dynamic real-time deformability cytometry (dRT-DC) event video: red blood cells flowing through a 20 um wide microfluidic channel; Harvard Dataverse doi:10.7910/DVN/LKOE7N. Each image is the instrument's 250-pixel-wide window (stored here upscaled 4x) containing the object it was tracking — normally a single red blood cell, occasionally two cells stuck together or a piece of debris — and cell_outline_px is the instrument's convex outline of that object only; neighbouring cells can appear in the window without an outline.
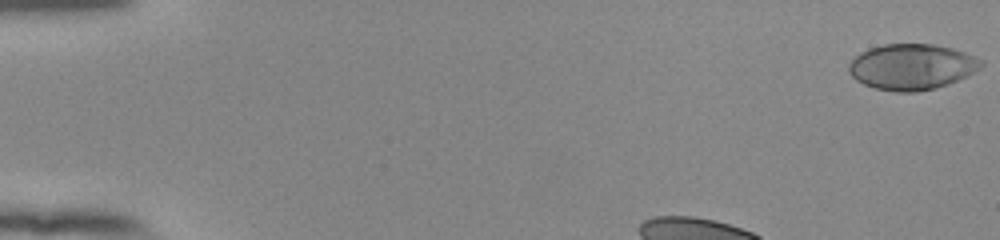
{"species": "human", "species_latin": "Homo sapiens", "temperature_condition": "room temperature", "stored_images_in_passage": 38, "camera_frame_rate_fps": 3000, "um_per_image_px": 0.085, "donor": {"sex": "female"}, "frame": {"image": 1, "passage_image": 1, "time_ms": 0.0, "image_size_px": [1000, 240], "cell_outline_px": [[984, 64], [980, 68], [968, 76], [948, 84], [936, 88], [916, 92], [896, 92], [876, 88], [864, 84], [856, 80], [848, 72], [848, 64], [860, 52], [868, 48], [884, 44], [932, 44], [952, 48], [964, 52], [984, 60]], "centroid_in_image_um": [77.51, 5.68], "position_along_channel_um": 7.5, "area_um2": 35.49}}
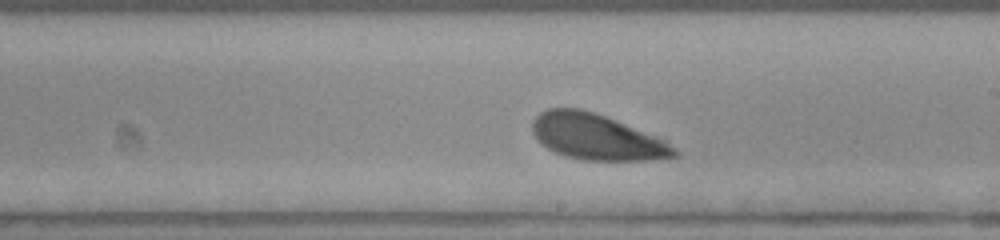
{"frame": {"image": 2, "passage_image": 25, "time_ms": 8.0, "image_size_px": [1000, 240], "cell_outline_px": [[680, 156], [648, 160], [584, 160], [564, 156], [548, 148], [532, 132], [532, 120], [540, 112], [548, 108], [580, 108], [604, 116], [664, 140], [676, 148], [680, 152]], "centroid_in_image_um": [50.71, 11.65], "position_along_channel_um": 238.3, "area_um2": 37.34}}
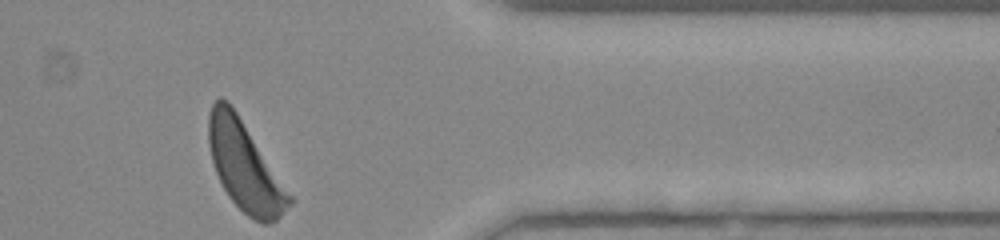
{"frame": {"image": 3, "passage_image": 38, "time_ms": 12.333, "image_size_px": [1000, 240], "cell_outline_px": [[296, 200], [276, 220], [268, 224], [264, 224], [248, 216], [228, 196], [216, 172], [212, 160], [208, 144], [208, 116], [212, 104], [220, 96], [228, 100]], "centroid_in_image_um": [20.82, 14.14], "position_along_channel_um": 390.6, "area_um2": 41.67}, "authors_computed_cell_mechanics": {"area_um2": 38.6971, "velocity_mm_per_s": 3.856, "shape_relaxation_time_tau1_ms": 0.9931, "shape_relaxation_time_tau2_ms": null, "deformation_change_tau1": 0.0843, "deformation_change_tau2": null}}